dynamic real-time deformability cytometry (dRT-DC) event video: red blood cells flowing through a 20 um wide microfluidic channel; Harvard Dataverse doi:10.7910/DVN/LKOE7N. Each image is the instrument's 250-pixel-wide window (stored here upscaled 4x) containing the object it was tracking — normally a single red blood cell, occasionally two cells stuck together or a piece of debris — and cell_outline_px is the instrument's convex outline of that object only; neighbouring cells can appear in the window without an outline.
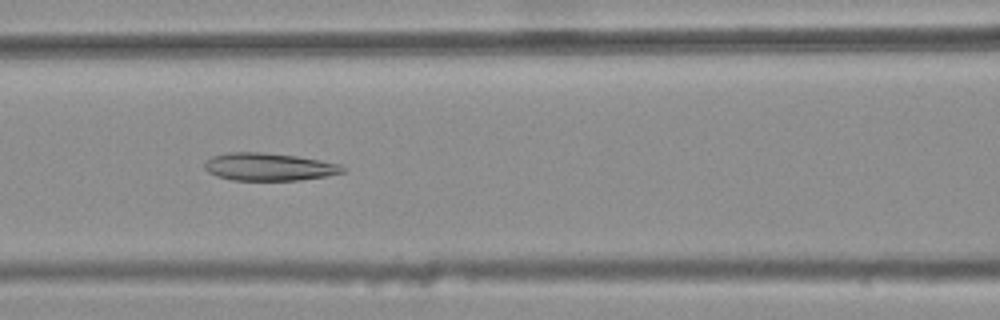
{"species": "common noctule bat (a hibernating species)", "species_latin": "Nyctalus noctula", "temperature_condition": "warm", "stored_images_in_passage": 46, "camera_frame_rate_fps": 3000, "um_per_image_px": 0.085, "animal": {"sex": "female", "body_mass_g": 25.1}, "frame": {"image": 1, "passage_image": 23, "time_ms": 7.333, "image_size_px": [1000, 320], "cell_outline_px": [[348, 168], [344, 172], [328, 176], [300, 180], [232, 180], [216, 176], [208, 172], [204, 168], [204, 164], [212, 156], [228, 152], [260, 152], [296, 156], [320, 160], [340, 164]], "centroid_in_image_um": [22.88, 14.18], "position_along_channel_um": 143.7, "area_um2": 22.37}}
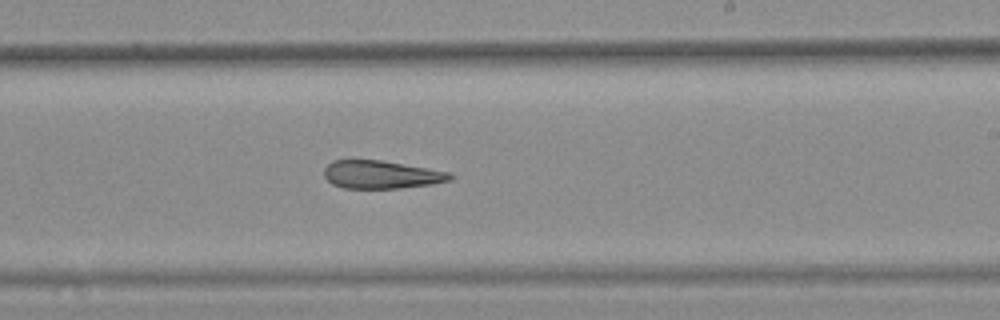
{"frame": {"image": 2, "passage_image": 32, "time_ms": 10.333, "image_size_px": [1000, 320], "cell_outline_px": [[452, 180], [432, 184], [400, 188], [344, 188], [332, 184], [324, 176], [324, 168], [332, 160], [380, 160], [448, 172], [452, 176]], "centroid_in_image_um": [32.37, 14.84], "position_along_channel_um": 256.6, "area_um2": 20.35}}
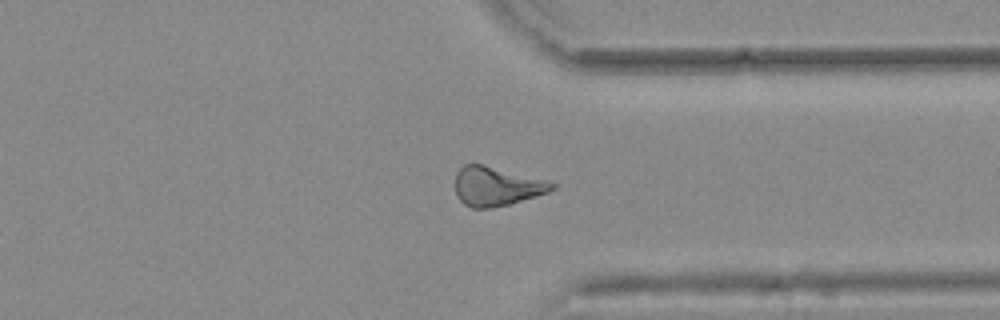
{"frame": {"image": 3, "passage_image": 41, "time_ms": 13.333, "image_size_px": [1000, 320], "cell_outline_px": [[556, 188], [548, 192], [536, 196], [508, 204], [492, 208], [472, 208], [464, 204], [456, 196], [456, 172], [464, 164], [484, 164], [548, 180], [556, 184]], "centroid_in_image_um": [42.21, 15.83], "position_along_channel_um": 369.2, "area_um2": 22.14}}